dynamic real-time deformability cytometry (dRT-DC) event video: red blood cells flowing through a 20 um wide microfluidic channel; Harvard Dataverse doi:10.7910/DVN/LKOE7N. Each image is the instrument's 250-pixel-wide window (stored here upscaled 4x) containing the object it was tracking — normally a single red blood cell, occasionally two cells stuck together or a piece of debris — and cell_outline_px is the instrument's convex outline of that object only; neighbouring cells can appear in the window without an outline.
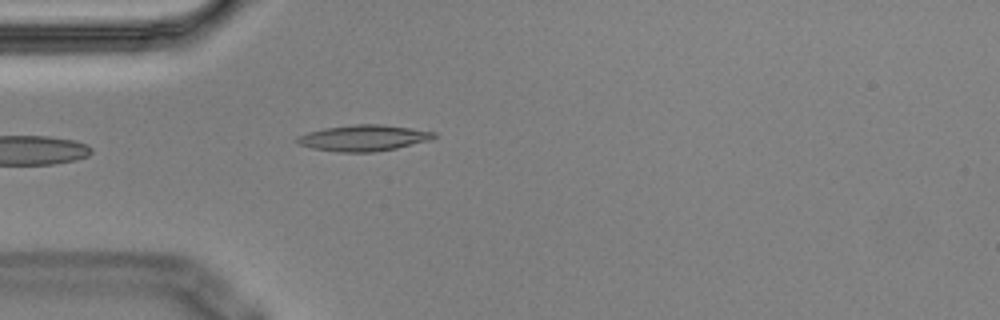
{"species": "Egyptian fruit bat (a non-hibernating species)", "species_latin": "Rousettus aegyptiacus", "temperature_condition": "cold", "stored_images_in_passage": 5, "camera_frame_rate_fps": 3000, "um_per_image_px": 0.085, "animal": {"sex": "male"}, "frame": {"image": 1, "passage_image": 5, "time_ms": 1.333, "image_size_px": [1000, 320], "cell_outline_px": [[436, 136], [428, 140], [396, 148], [372, 152], [336, 152], [312, 148], [296, 144], [296, 136], [308, 132], [324, 128], [356, 124], [380, 124], [436, 132]], "centroid_in_image_um": [30.83, 11.73], "position_along_channel_um": 54.2, "area_um2": 20.63}}